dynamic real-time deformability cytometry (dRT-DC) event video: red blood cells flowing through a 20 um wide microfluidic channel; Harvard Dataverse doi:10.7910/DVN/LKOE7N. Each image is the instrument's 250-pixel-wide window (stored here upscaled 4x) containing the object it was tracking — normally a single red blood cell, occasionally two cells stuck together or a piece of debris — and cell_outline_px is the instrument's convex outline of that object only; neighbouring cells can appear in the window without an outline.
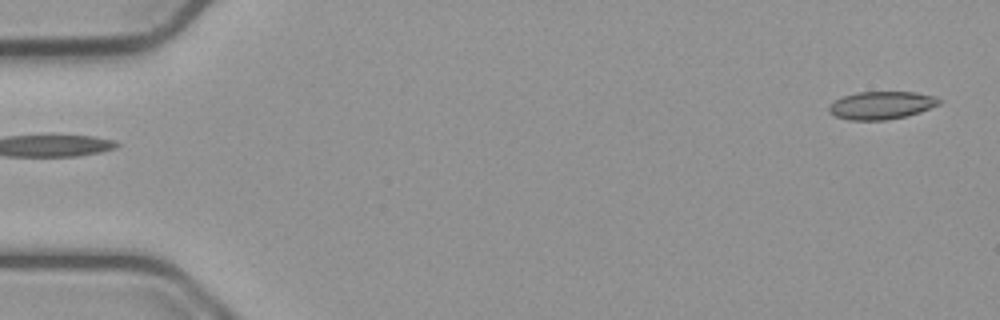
{"species": "common noctule bat (a hibernating species)", "species_latin": "Nyctalus noctula", "temperature_condition": "cold", "stored_images_in_passage": 12, "camera_frame_rate_fps": 3000, "um_per_image_px": 0.085, "animal": {"sex": "male", "body_mass_g": 23.1, "forearm_length_mm": 52.7}, "frame": {"image": 1, "passage_image": 1, "time_ms": 0.0, "image_size_px": [1000, 320], "cell_outline_px": [[940, 104], [920, 112], [908, 116], [884, 120], [848, 120], [836, 116], [828, 112], [828, 108], [836, 100], [844, 96], [860, 92], [912, 92], [936, 96], [940, 100]], "centroid_in_image_um": [74.94, 8.96], "position_along_channel_um": 10.1, "area_um2": 17.74}}